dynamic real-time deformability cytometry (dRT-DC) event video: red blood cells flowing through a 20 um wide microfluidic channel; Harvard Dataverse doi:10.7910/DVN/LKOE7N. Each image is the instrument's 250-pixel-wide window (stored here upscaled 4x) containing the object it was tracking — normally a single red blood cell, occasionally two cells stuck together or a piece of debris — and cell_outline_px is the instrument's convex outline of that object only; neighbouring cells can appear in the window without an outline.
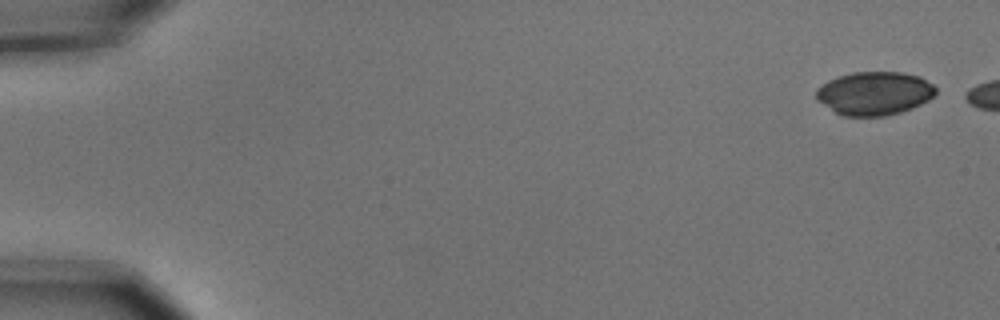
{"species": "common noctule bat (a hibernating species)", "species_latin": "Nyctalus noctula", "temperature_condition": "cold", "stored_images_in_passage": 3, "camera_frame_rate_fps": 3000, "um_per_image_px": 0.085, "animal": {"sex": "male", "body_mass_g": 15.6}, "frame": {"image": 1, "passage_image": 1, "time_ms": 0.0, "image_size_px": [1000, 320], "cell_outline_px": [[936, 92], [928, 100], [912, 108], [900, 112], [884, 116], [844, 116], [836, 112], [816, 100], [816, 88], [828, 80], [852, 72], [900, 72], [920, 76], [932, 84], [936, 88]], "centroid_in_image_um": [74.31, 7.93], "position_along_channel_um": 10.7, "area_um2": 30.17}}